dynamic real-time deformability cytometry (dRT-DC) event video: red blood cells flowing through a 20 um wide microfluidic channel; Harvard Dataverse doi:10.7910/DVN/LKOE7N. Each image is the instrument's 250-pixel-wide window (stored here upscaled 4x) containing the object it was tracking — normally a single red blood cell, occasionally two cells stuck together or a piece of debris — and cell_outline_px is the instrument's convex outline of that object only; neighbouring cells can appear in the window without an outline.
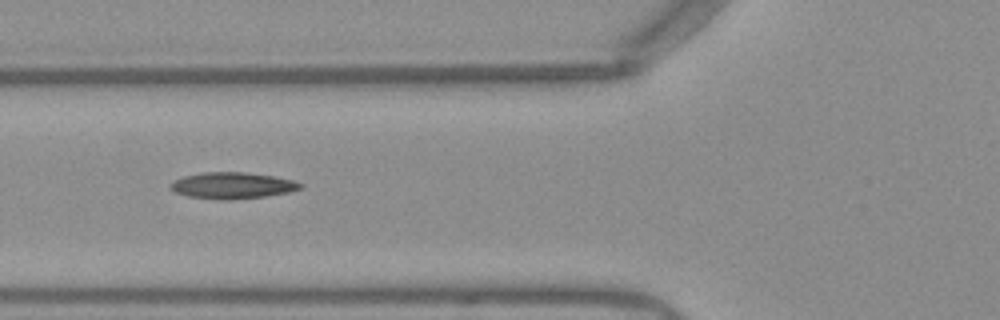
{"species": "Egyptian fruit bat (a non-hibernating species)", "species_latin": "Rousettus aegyptiacus", "temperature_condition": "warm", "stored_images_in_passage": 10, "camera_frame_rate_fps": 3000, "um_per_image_px": 0.085, "frame": {"image": 1, "passage_image": 5, "time_ms": 1.333, "image_size_px": [1000, 320], "cell_outline_px": [[304, 184], [300, 188], [288, 192], [264, 196], [228, 200], [188, 196], [176, 192], [168, 188], [168, 184], [172, 180], [184, 176], [204, 172], [244, 172], [276, 176], [292, 180]], "centroid_in_image_um": [19.71, 15.75], "position_along_channel_um": 106.1, "area_um2": 19.88}}